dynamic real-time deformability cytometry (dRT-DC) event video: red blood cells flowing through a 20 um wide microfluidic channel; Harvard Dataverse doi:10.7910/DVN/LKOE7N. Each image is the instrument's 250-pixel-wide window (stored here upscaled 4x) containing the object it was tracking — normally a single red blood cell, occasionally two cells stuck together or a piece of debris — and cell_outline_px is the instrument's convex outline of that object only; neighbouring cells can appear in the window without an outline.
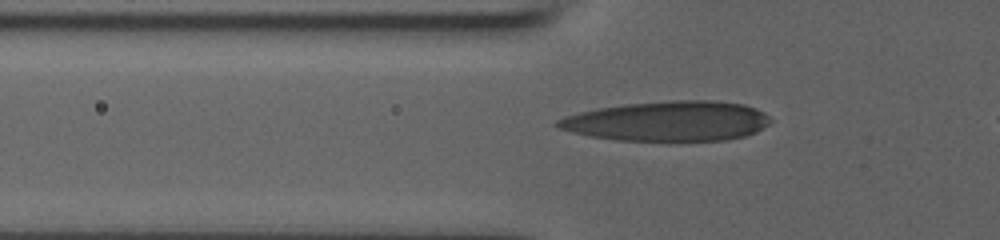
{"species": "human", "species_latin": "Homo sapiens", "temperature_condition": "room temperature", "stored_images_in_passage": 35, "camera_frame_rate_fps": 3000, "um_per_image_px": 0.085, "donor": {"sex": "male"}, "frame": {"image": 1, "passage_image": 4, "time_ms": 1.0, "image_size_px": [1000, 240], "cell_outline_px": [[772, 120], [768, 124], [756, 132], [744, 136], [724, 140], [668, 144], [616, 140], [588, 136], [572, 132], [560, 128], [552, 124], [556, 120], [564, 116], [580, 112], [600, 108], [624, 104], [672, 100], [712, 100], [744, 104], [756, 108], [764, 112]], "centroid_in_image_um": [56.76, 10.34], "position_along_channel_um": 69.0, "area_um2": 51.04}}
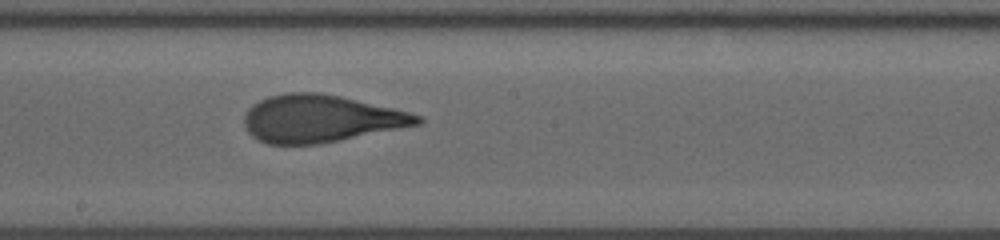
{"frame": {"image": 2, "passage_image": 16, "time_ms": 5.0, "image_size_px": [1000, 240], "cell_outline_px": [[424, 120], [420, 124], [400, 128], [316, 144], [268, 144], [252, 136], [248, 132], [244, 124], [244, 116], [248, 108], [252, 104], [268, 96], [288, 92], [320, 92], [340, 96], [392, 108], [424, 116]], "centroid_in_image_um": [27.22, 10.07], "position_along_channel_um": 221.0, "area_um2": 47.45}}
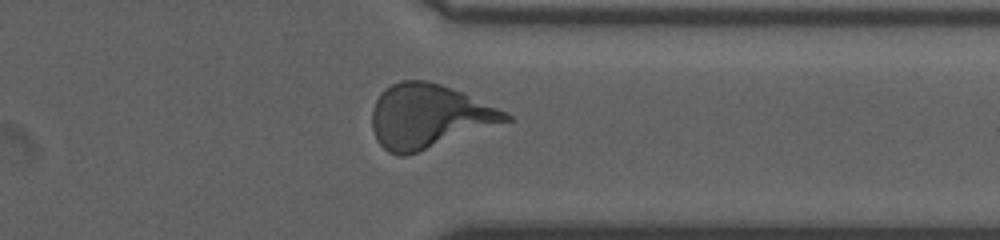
{"frame": {"image": 3, "passage_image": 28, "time_ms": 9.0, "image_size_px": [1000, 240], "cell_outline_px": [[512, 120], [404, 156], [396, 156], [388, 152], [376, 140], [372, 128], [372, 108], [380, 92], [384, 88], [400, 80], [428, 80], [464, 92], [512, 116]], "centroid_in_image_um": [36.39, 9.87], "position_along_channel_um": 375.0, "area_um2": 49.42}}